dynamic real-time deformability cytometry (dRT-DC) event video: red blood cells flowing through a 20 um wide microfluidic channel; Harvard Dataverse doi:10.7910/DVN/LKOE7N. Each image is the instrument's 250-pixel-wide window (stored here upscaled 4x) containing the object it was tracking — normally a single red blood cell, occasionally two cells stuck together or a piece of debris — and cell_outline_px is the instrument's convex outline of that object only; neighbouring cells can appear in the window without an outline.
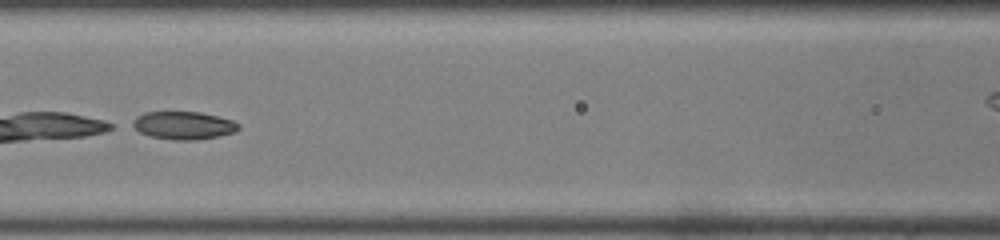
{"species": "common noctule bat (a hibernating species)", "species_latin": "Nyctalus noctula", "temperature_condition": "room temperature", "stored_images_in_passage": 29, "camera_frame_rate_fps": 3000, "um_per_image_px": 0.085, "animal": {"sex": "male", "body_mass_g": 19.0, "forearm_length_mm": 50.8}, "frame": {"image": 1, "passage_image": 21, "time_ms": 6.667, "image_size_px": [1000, 240], "cell_outline_px": [[240, 128], [236, 132], [220, 136], [196, 140], [172, 140], [152, 136], [140, 132], [128, 124], [136, 116], [144, 112], [200, 112], [232, 120], [240, 124]], "centroid_in_image_um": [15.58, 10.66], "position_along_channel_um": 151.0, "area_um2": 17.4}}